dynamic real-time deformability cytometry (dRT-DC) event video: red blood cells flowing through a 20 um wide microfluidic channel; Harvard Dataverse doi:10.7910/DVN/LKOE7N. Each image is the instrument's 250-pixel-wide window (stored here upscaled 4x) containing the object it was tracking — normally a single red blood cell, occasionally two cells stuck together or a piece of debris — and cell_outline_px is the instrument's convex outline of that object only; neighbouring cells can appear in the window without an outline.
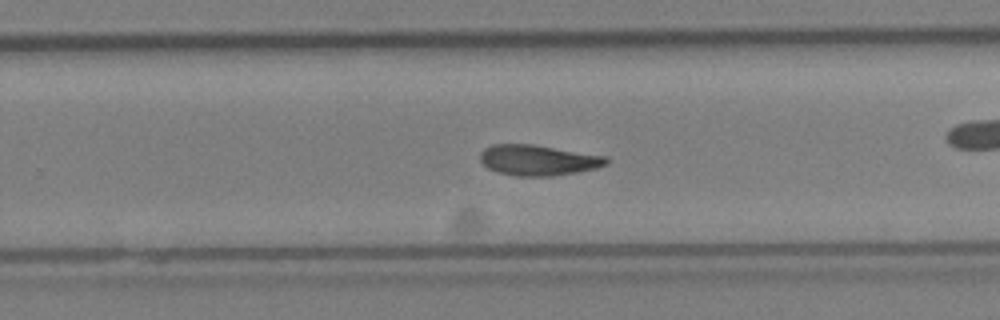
{"species": "Egyptian fruit bat (a non-hibernating species)", "species_latin": "Rousettus aegyptiacus", "temperature_condition": "cold", "stored_images_in_passage": 22, "camera_frame_rate_fps": 3000, "um_per_image_px": 0.085, "animal": {"sex": "female"}, "frame": {"image": 1, "passage_image": 13, "time_ms": 4.0, "image_size_px": [1000, 320], "cell_outline_px": [[608, 164], [596, 168], [576, 172], [552, 176], [516, 176], [500, 172], [488, 168], [480, 160], [480, 152], [484, 148], [492, 144], [532, 144], [608, 156]], "centroid_in_image_um": [45.75, 13.6], "position_along_channel_um": 284.0, "area_um2": 22.48}}